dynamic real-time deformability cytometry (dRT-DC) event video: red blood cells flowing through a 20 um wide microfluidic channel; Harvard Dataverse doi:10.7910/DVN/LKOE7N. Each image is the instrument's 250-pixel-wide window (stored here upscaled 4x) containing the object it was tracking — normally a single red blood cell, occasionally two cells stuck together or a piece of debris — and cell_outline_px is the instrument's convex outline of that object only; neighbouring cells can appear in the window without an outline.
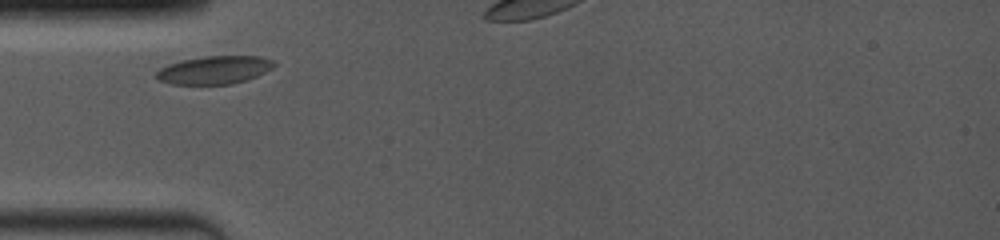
{"species": "common noctule bat (a hibernating species)", "species_latin": "Nyctalus noctula", "temperature_condition": "room temperature", "stored_images_in_passage": 25, "camera_frame_rate_fps": 4000, "um_per_image_px": 0.085, "animal": {"sex": "female", "body_mass_g": 19.0, "forearm_length_mm": 53.3}, "frame": {"image": 1, "passage_image": 1, "time_ms": 0.0, "image_size_px": [1000, 240], "cell_outline_px": [[276, 64], [272, 68], [256, 76], [232, 84], [172, 84], [160, 80], [152, 76], [160, 68], [168, 64], [180, 60], [204, 56], [260, 56], [276, 60]], "centroid_in_image_um": [18.21, 5.93], "position_along_channel_um": 66.8, "area_um2": 19.36}}
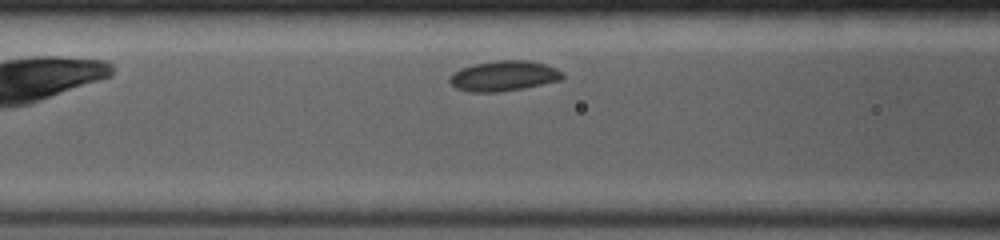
{"frame": {"image": 2, "passage_image": 11, "time_ms": 1.5, "image_size_px": [1000, 240], "cell_outline_px": [[564, 76], [560, 80], [524, 88], [500, 92], [468, 92], [456, 88], [448, 80], [448, 76], [452, 72], [460, 68], [472, 64], [496, 60], [528, 60], [544, 64], [556, 68], [564, 72]], "centroid_in_image_um": [42.78, 6.45], "position_along_channel_um": 123.8, "area_um2": 20.17}}
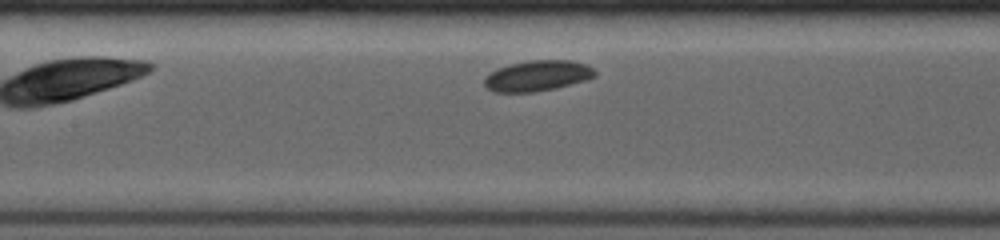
{"frame": {"image": 3, "passage_image": 19, "time_ms": 2.5, "image_size_px": [1000, 240], "cell_outline_px": [[596, 76], [588, 80], [556, 88], [536, 92], [492, 92], [484, 84], [484, 76], [488, 72], [496, 68], [508, 64], [532, 60], [572, 60], [588, 64], [596, 72]], "centroid_in_image_um": [45.68, 6.44], "position_along_channel_um": 161.7, "area_um2": 20.17}}